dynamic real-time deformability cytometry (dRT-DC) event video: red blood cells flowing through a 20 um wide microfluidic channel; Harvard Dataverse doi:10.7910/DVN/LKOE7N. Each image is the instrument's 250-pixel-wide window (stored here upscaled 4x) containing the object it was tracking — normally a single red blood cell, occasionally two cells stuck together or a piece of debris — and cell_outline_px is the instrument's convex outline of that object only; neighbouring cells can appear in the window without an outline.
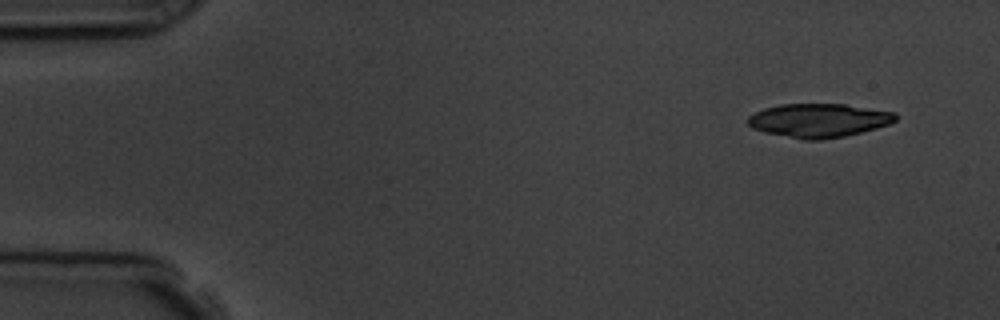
{"species": "common noctule bat (a hibernating species)", "species_latin": "Nyctalus noctula", "temperature_condition": "room temperature", "stored_images_in_passage": 5, "camera_frame_rate_fps": 3000, "um_per_image_px": 0.085, "animal": {"sex": "male", "body_mass_g": 19.5, "forearm_length_mm": 54.6}, "frame": {"image": 1, "passage_image": 1, "time_ms": 0.0, "image_size_px": [1000, 320], "cell_outline_px": [[896, 120], [888, 124], [876, 128], [844, 136], [820, 140], [804, 140], [764, 132], [752, 128], [748, 124], [748, 116], [764, 108], [780, 104], [844, 104], [896, 112]], "centroid_in_image_um": [69.58, 10.23], "position_along_channel_um": 15.4, "area_um2": 28.96}}